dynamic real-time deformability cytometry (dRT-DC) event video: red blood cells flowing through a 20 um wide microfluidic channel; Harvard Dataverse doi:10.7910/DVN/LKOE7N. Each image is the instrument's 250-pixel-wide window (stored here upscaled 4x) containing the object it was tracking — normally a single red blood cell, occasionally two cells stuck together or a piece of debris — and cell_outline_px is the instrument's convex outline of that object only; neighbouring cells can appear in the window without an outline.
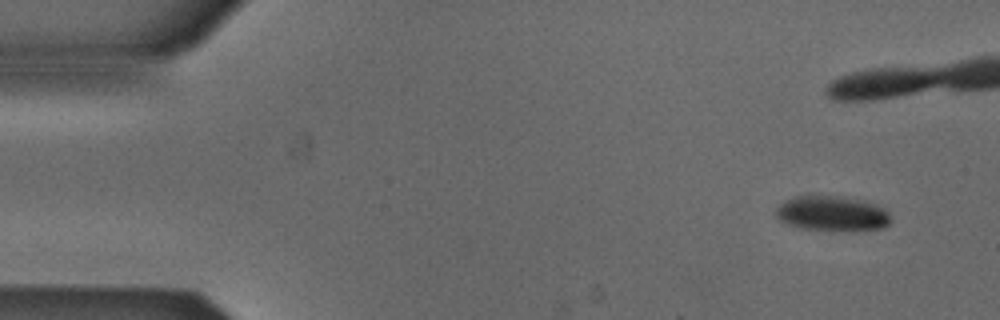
{"species": "Egyptian fruit bat (a non-hibernating species)", "species_latin": "Rousettus aegyptiacus", "temperature_condition": "cold", "stored_images_in_passage": 7, "camera_frame_rate_fps": 3000, "um_per_image_px": 0.085, "animal": {"sex": "male"}, "frame": {"image": 1, "passage_image": 1, "time_ms": 0.0, "image_size_px": [1000, 320], "cell_outline_px": [[892, 220], [884, 228], [832, 232], [800, 228], [788, 224], [780, 220], [776, 216], [776, 208], [784, 200], [796, 196], [840, 196], [864, 200], [884, 208], [888, 212]], "centroid_in_image_um": [70.74, 18.17], "position_along_channel_um": 14.3, "area_um2": 23.87}}